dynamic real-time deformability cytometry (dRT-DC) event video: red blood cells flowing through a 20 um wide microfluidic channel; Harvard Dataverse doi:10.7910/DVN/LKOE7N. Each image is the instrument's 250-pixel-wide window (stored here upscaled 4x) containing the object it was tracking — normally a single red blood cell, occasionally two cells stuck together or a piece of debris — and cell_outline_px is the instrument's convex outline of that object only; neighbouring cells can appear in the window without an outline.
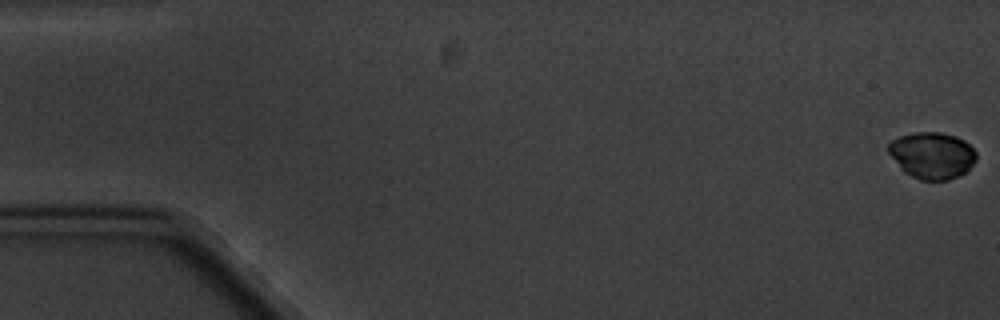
{"species": "common noctule bat (a hibernating species)", "species_latin": "Nyctalus noctula", "temperature_condition": "cold", "stored_images_in_passage": 4, "camera_frame_rate_fps": 3000, "um_per_image_px": 0.085, "animal": {"sex": "male", "body_mass_g": 20.1, "forearm_length_mm": 53.5}, "frame": {"image": 1, "passage_image": 1, "time_ms": 0.0, "image_size_px": [1000, 320], "cell_outline_px": [[976, 160], [964, 172], [948, 180], [920, 180], [904, 172], [900, 168], [888, 152], [888, 144], [892, 140], [900, 136], [916, 132], [940, 132], [956, 136], [964, 140], [976, 152]], "centroid_in_image_um": [79.21, 13.2], "position_along_channel_um": 5.8, "area_um2": 23.7}}